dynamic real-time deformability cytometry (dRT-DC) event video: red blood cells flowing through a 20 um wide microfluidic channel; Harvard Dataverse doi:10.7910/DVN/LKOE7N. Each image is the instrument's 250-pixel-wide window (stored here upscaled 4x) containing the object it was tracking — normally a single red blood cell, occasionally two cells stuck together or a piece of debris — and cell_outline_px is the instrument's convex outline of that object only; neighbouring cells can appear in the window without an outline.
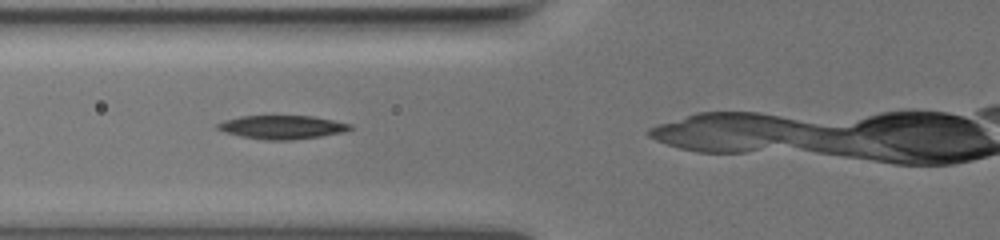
{"species": "common noctule bat (a hibernating species)", "species_latin": "Nyctalus noctula", "temperature_condition": "warm", "stored_images_in_passage": 8, "camera_frame_rate_fps": 3000, "um_per_image_px": 0.085, "animal": {"sex": "female", "body_mass_g": 19.5, "forearm_length_mm": 54.1}, "frame": {"image": 1, "passage_image": 5, "time_ms": 1.333, "image_size_px": [1000, 240], "cell_outline_px": [[352, 128], [344, 132], [320, 136], [292, 140], [264, 140], [240, 136], [224, 132], [216, 128], [216, 124], [224, 120], [240, 116], [312, 116], [352, 124]], "centroid_in_image_um": [23.95, 10.81], "position_along_channel_um": 101.9, "area_um2": 18.21}}